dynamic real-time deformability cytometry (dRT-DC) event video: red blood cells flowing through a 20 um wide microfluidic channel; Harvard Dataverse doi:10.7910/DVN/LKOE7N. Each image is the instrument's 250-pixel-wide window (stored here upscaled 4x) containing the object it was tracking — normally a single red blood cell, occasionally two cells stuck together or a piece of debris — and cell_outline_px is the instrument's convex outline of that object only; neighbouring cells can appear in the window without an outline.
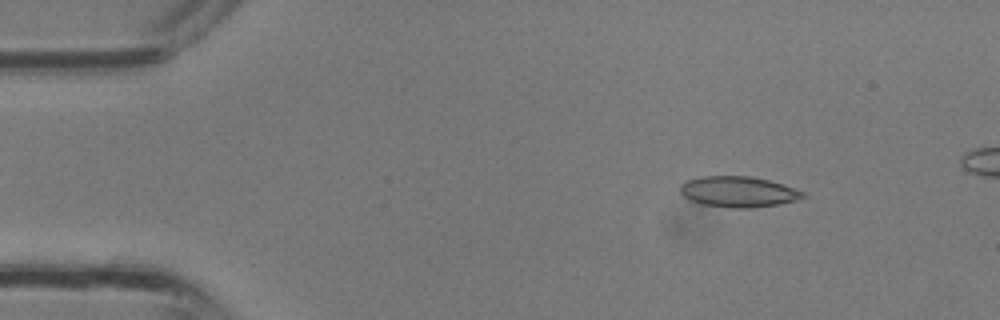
{"species": "common noctule bat (a hibernating species)", "species_latin": "Nyctalus noctula", "temperature_condition": "room temperature", "stored_images_in_passage": 32, "camera_frame_rate_fps": 3000, "um_per_image_px": 0.085, "animal": {"sex": "male", "body_mass_g": 13.3}, "frame": {"image": 1, "passage_image": 4, "time_ms": 1.0, "image_size_px": [1000, 320], "cell_outline_px": [[804, 196], [796, 200], [780, 204], [752, 208], [732, 208], [704, 204], [692, 200], [684, 196], [680, 192], [680, 184], [688, 180], [700, 176], [752, 176], [784, 184], [804, 192]], "centroid_in_image_um": [62.76, 16.29], "position_along_channel_um": 22.2, "area_um2": 21.91}}
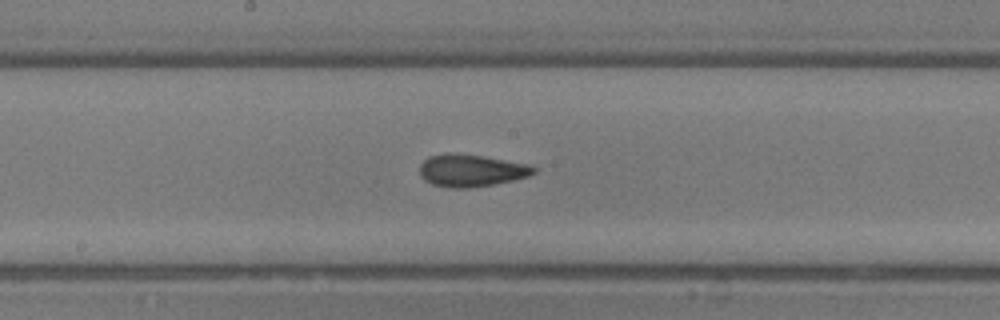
{"frame": {"image": 2, "passage_image": 17, "time_ms": 5.333, "image_size_px": [1000, 320], "cell_outline_px": [[536, 172], [528, 176], [496, 184], [468, 188], [448, 188], [432, 184], [424, 180], [420, 176], [420, 164], [428, 156], [448, 152], [456, 152], [484, 156], [532, 164], [536, 168]], "centroid_in_image_um": [40.05, 14.48], "position_along_channel_um": 208.2, "area_um2": 21.91}}
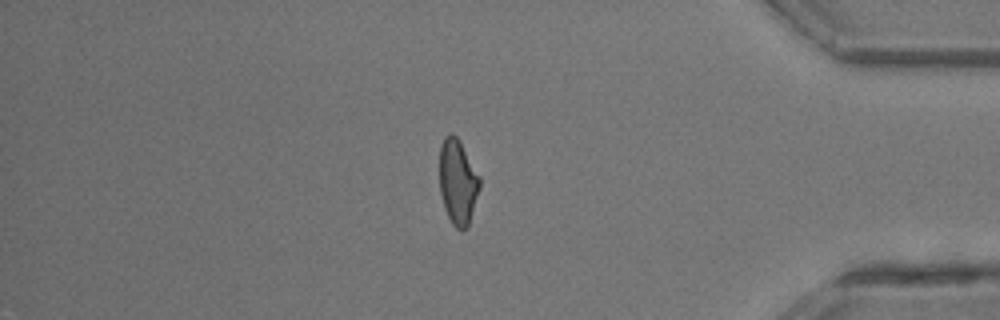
{"frame": {"image": 3, "passage_image": 28, "time_ms": 9.0, "image_size_px": [1000, 320], "cell_outline_px": [[480, 188], [468, 228], [460, 232], [452, 224], [444, 208], [440, 192], [440, 144], [444, 136], [448, 132], [452, 132], [460, 140], [480, 176]], "centroid_in_image_um": [38.92, 15.45], "position_along_channel_um": 396.3, "area_um2": 20.35}}